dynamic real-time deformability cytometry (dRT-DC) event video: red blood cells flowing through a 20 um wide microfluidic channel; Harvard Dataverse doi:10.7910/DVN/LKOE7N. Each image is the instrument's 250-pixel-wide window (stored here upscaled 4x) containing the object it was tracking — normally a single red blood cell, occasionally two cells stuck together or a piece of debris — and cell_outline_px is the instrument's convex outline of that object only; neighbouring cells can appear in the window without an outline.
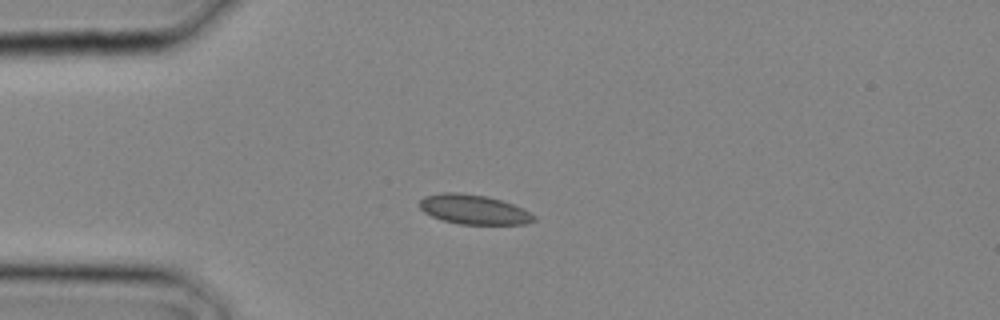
{"species": "common noctule bat (a hibernating species)", "species_latin": "Nyctalus noctula", "temperature_condition": "cold", "stored_images_in_passage": 3, "camera_frame_rate_fps": 3000, "um_per_image_px": 0.085, "animal": {"sex": "male", "body_mass_g": 20.4}, "frame": {"image": 1, "passage_image": 3, "time_ms": 0.667, "image_size_px": [1000, 320], "cell_outline_px": [[536, 220], [524, 224], [460, 224], [444, 220], [432, 216], [424, 212], [416, 204], [424, 196], [440, 192], [456, 192], [484, 196], [500, 200], [524, 208], [536, 216]], "centroid_in_image_um": [40.25, 17.8], "position_along_channel_um": 44.8, "area_um2": 19.71}}